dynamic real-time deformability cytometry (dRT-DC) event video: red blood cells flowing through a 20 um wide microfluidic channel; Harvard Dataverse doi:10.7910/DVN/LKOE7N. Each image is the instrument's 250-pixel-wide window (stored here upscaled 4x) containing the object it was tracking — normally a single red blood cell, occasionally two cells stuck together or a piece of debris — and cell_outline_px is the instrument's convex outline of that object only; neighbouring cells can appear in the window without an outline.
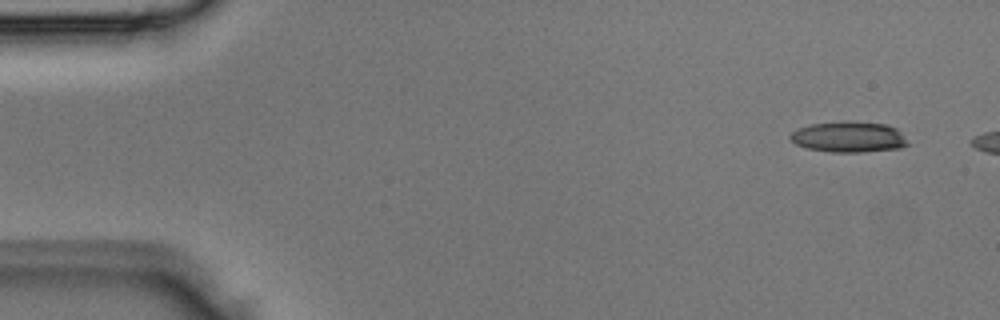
{"species": "Egyptian fruit bat (a non-hibernating species)", "species_latin": "Rousettus aegyptiacus", "temperature_condition": "room temperature", "stored_images_in_passage": 5, "camera_frame_rate_fps": 3000, "um_per_image_px": 0.085, "animal": {"sex": "male"}, "frame": {"image": 1, "passage_image": 1, "time_ms": 0.0, "image_size_px": [1000, 320], "cell_outline_px": [[912, 144], [900, 148], [860, 152], [832, 152], [808, 148], [796, 144], [788, 136], [796, 128], [808, 124], [844, 120], [888, 124], [896, 128]], "centroid_in_image_um": [72.16, 11.62], "position_along_channel_um": 12.8, "area_um2": 21.44}}